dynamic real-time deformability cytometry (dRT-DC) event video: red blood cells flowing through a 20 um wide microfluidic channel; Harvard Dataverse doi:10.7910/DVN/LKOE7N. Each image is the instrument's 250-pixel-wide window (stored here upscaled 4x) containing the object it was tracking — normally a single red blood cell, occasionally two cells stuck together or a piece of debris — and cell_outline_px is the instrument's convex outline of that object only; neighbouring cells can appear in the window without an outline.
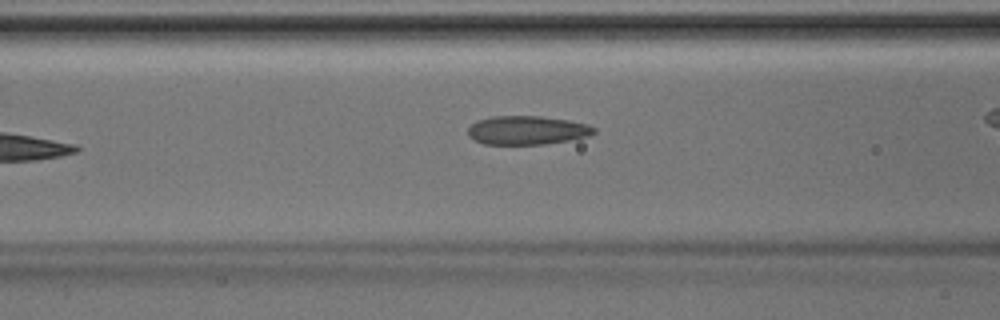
{"species": "Egyptian fruit bat (a non-hibernating species)", "species_latin": "Rousettus aegyptiacus", "temperature_condition": "room temperature", "stored_images_in_passage": 10, "camera_frame_rate_fps": 3000, "um_per_image_px": 0.085, "animal": {"sex": "male"}, "frame": {"image": 1, "passage_image": 5, "time_ms": 1.333, "image_size_px": [1000, 320], "cell_outline_px": [[596, 132], [588, 136], [568, 140], [544, 144], [484, 144], [468, 136], [468, 128], [476, 120], [492, 116], [540, 116], [568, 120], [588, 124], [596, 128]], "centroid_in_image_um": [44.8, 11.06], "position_along_channel_um": 121.8, "area_um2": 21.1}}